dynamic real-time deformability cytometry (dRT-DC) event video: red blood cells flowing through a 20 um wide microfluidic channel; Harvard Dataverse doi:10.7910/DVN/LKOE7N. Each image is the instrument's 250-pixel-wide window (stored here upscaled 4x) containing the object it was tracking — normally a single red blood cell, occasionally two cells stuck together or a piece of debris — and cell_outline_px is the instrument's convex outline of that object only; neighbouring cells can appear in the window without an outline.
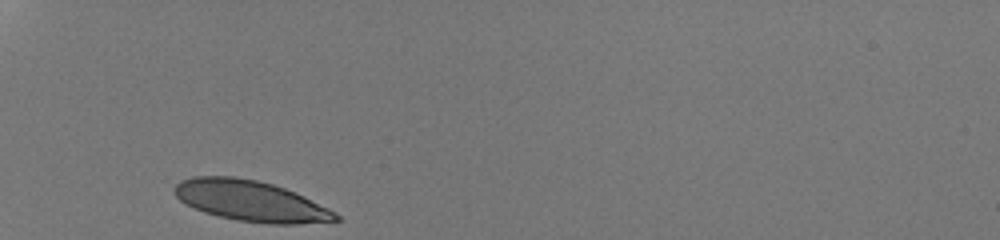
{"species": "human", "species_latin": "Homo sapiens", "temperature_condition": "room temperature", "stored_images_in_passage": 27, "camera_frame_rate_fps": 3000, "um_per_image_px": 0.085, "donor": {"sex": "male"}, "frame": {"image": 1, "passage_image": 1, "time_ms": 0.0, "image_size_px": [1000, 240], "cell_outline_px": [[340, 220], [296, 224], [268, 224], [236, 220], [204, 212], [192, 208], [184, 204], [172, 192], [172, 188], [180, 180], [192, 176], [232, 176], [256, 180], [272, 184], [296, 192], [336, 212], [340, 216]], "centroid_in_image_um": [21.26, 17.08], "position_along_channel_um": 63.7, "area_um2": 38.44}}
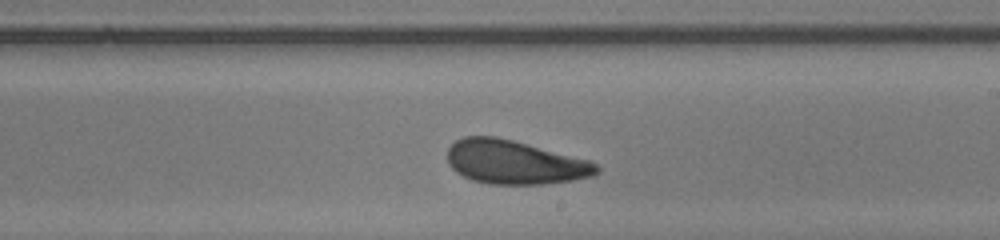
{"frame": {"image": 2, "passage_image": 16, "time_ms": 5.0, "image_size_px": [1000, 240], "cell_outline_px": [[600, 172], [592, 176], [572, 180], [544, 184], [488, 184], [472, 180], [456, 172], [448, 164], [448, 148], [456, 140], [464, 136], [496, 136], [512, 140], [588, 160], [596, 164], [600, 168]], "centroid_in_image_um": [43.72, 13.79], "position_along_channel_um": 245.3, "area_um2": 37.92}}
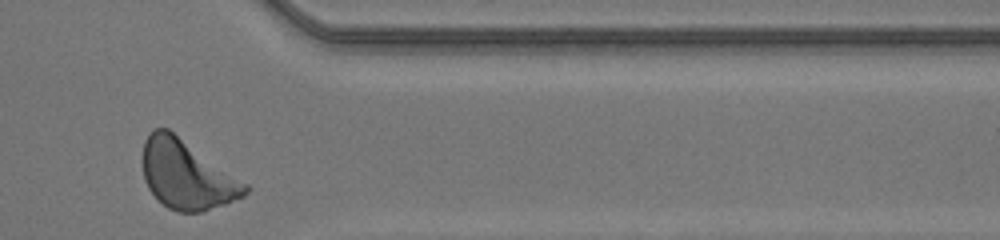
{"frame": {"image": 3, "passage_image": 27, "time_ms": 8.667, "image_size_px": [1000, 240], "cell_outline_px": [[252, 188], [244, 196], [204, 212], [176, 212], [168, 208], [148, 188], [144, 180], [144, 140], [152, 128], [168, 128], [248, 184]], "centroid_in_image_um": [15.9, 14.86], "position_along_channel_um": 395.5, "area_um2": 40.92}, "authors_computed_cell_mechanics": {"area_um2": 38.0902, "velocity_mm_per_s": 4.1702, "shape_relaxation_time_tau1_ms": 2.3847, "shape_relaxation_time_tau2_ms": 3.458, "deformation_change_tau1": 0.1, "deformation_change_tau2": 0.108}}